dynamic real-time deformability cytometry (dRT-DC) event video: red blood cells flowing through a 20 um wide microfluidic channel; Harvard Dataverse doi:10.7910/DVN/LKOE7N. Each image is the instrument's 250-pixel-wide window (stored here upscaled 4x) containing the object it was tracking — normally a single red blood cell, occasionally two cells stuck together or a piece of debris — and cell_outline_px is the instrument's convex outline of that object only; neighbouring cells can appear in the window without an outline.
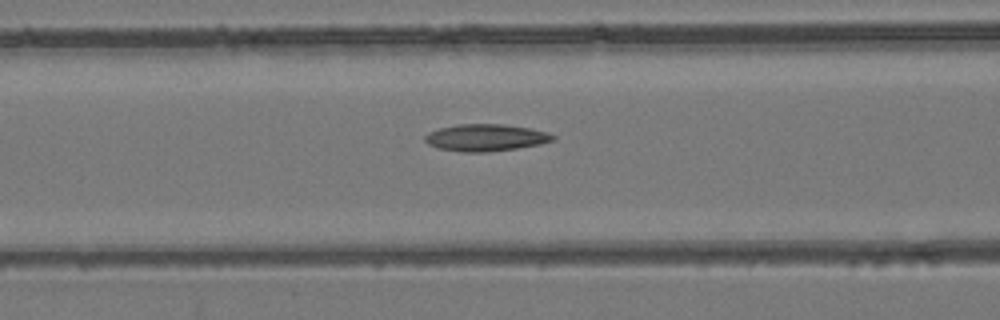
{"species": "common noctule bat (a hibernating species)", "species_latin": "Nyctalus noctula", "temperature_condition": "room temperature", "stored_images_in_passage": 53, "camera_frame_rate_fps": 3000, "um_per_image_px": 0.085, "animal": {"sex": "female", "body_mass_g": 24.6, "forearm_length_mm": 56.2}, "frame": {"image": 1, "passage_image": 22, "time_ms": 7.0, "image_size_px": [1000, 320], "cell_outline_px": [[556, 140], [540, 144], [516, 148], [484, 152], [460, 152], [436, 148], [428, 144], [424, 140], [424, 136], [428, 132], [440, 128], [460, 124], [504, 124], [528, 128], [548, 132], [556, 136]], "centroid_in_image_um": [41.27, 11.7], "position_along_channel_um": 125.3, "area_um2": 20.17}}
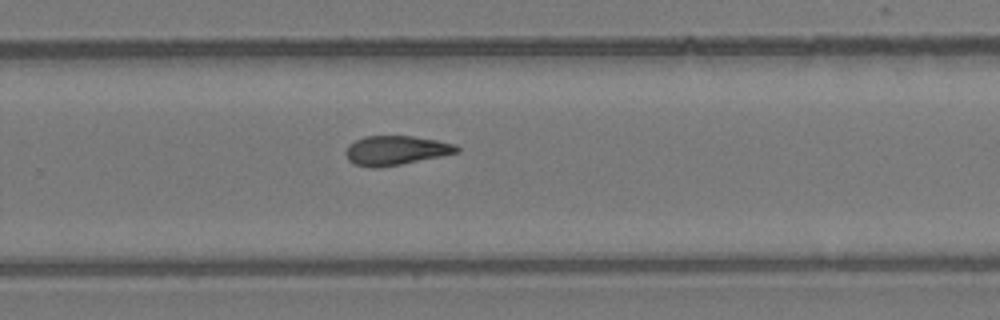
{"frame": {"image": 2, "passage_image": 35, "time_ms": 11.333, "image_size_px": [1000, 320], "cell_outline_px": [[460, 152], [444, 156], [400, 164], [376, 168], [372, 168], [356, 164], [348, 160], [344, 152], [348, 144], [364, 136], [412, 136], [436, 140], [456, 144], [460, 148]], "centroid_in_image_um": [33.66, 12.78], "position_along_channel_um": 296.1, "area_um2": 19.07}}
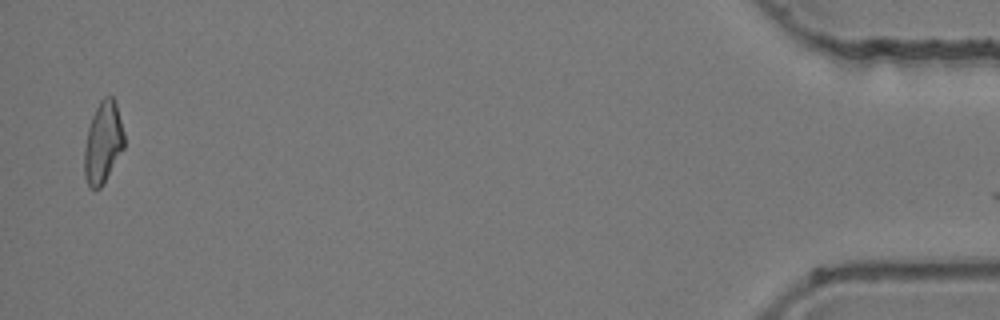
{"frame": {"image": 3, "passage_image": 52, "time_ms": 17.0, "image_size_px": [1000, 320], "cell_outline_px": [[124, 148], [100, 188], [88, 188], [84, 176], [84, 148], [88, 128], [92, 116], [100, 100], [104, 96], [112, 96], [116, 100], [124, 132]], "centroid_in_image_um": [8.75, 12.09], "position_along_channel_um": 426.4, "area_um2": 19.02}}